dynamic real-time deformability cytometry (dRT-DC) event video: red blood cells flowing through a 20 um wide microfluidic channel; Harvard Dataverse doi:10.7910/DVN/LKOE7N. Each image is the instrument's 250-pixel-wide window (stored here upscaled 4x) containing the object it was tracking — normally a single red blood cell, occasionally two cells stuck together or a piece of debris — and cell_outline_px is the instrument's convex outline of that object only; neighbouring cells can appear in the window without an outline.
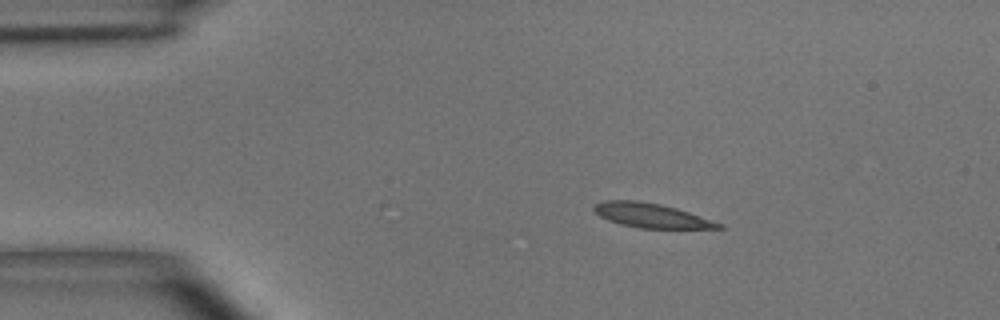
{"species": "common noctule bat (a hibernating species)", "species_latin": "Nyctalus noctula", "temperature_condition": "room temperature", "stored_images_in_passage": 2, "camera_frame_rate_fps": 3000, "um_per_image_px": 0.085, "animal": {"sex": "male", "body_mass_g": 15.6}, "frame": {"image": 1, "passage_image": 1, "time_ms": 0.0, "image_size_px": [1000, 320], "cell_outline_px": [[724, 228], [640, 228], [620, 224], [608, 220], [600, 216], [592, 208], [592, 204], [604, 200], [640, 200], [660, 204], [676, 208], [724, 224]], "centroid_in_image_um": [55.31, 18.3], "position_along_channel_um": 29.7, "area_um2": 17.69}}